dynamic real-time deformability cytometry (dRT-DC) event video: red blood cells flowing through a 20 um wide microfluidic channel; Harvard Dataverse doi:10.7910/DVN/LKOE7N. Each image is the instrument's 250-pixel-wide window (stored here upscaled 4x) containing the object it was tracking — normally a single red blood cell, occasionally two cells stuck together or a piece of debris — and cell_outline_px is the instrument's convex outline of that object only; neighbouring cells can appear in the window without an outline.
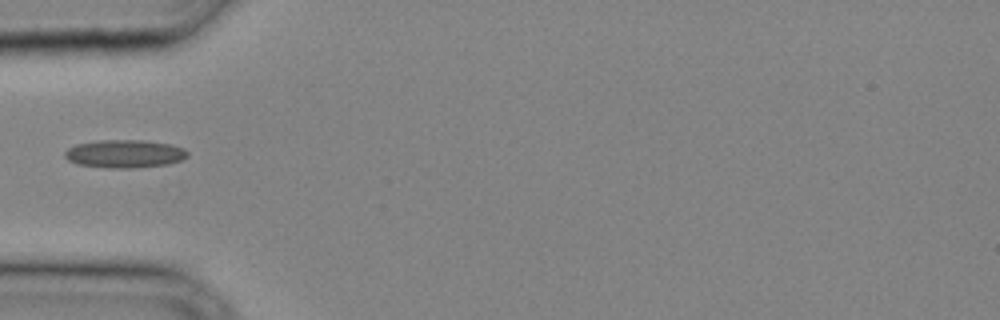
{"species": "common noctule bat (a hibernating species)", "species_latin": "Nyctalus noctula", "temperature_condition": "cold", "stored_images_in_passage": 23, "camera_frame_rate_fps": 3000, "um_per_image_px": 0.085, "animal": {"sex": "male", "body_mass_g": 20.4}, "frame": {"image": 1, "passage_image": 1, "time_ms": 0.0, "image_size_px": [1000, 320], "cell_outline_px": [[188, 156], [180, 160], [168, 164], [132, 168], [108, 168], [76, 164], [68, 160], [64, 156], [64, 152], [68, 148], [76, 144], [96, 140], [144, 140], [172, 144], [184, 148], [188, 152]], "centroid_in_image_um": [10.58, 13.06], "position_along_channel_um": 74.4, "area_um2": 20.23}}